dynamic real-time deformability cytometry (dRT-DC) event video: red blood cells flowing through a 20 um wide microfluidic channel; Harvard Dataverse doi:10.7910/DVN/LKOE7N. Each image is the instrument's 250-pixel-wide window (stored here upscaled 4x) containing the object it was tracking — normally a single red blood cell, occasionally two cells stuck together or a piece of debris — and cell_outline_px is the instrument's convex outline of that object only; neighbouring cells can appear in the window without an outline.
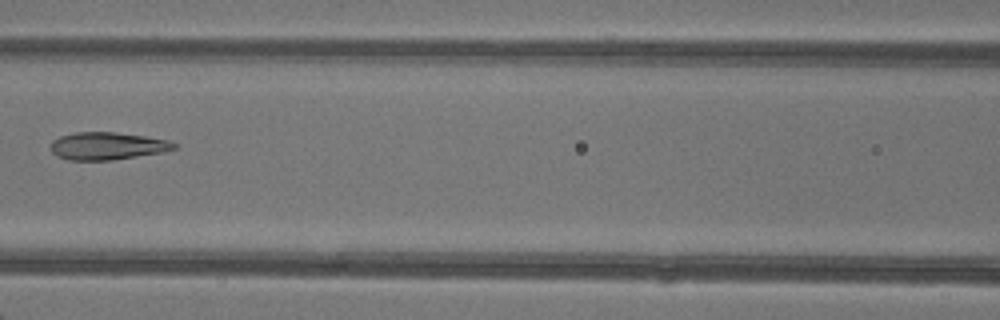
{"species": "common noctule bat (a hibernating species)", "species_latin": "Nyctalus noctula", "temperature_condition": "warm", "stored_images_in_passage": 6, "camera_frame_rate_fps": 3000, "um_per_image_px": 0.085, "animal": {"sex": "female"}, "frame": {"image": 1, "passage_image": 6, "time_ms": 7.0, "image_size_px": [1000, 320], "cell_outline_px": [[176, 148], [164, 152], [112, 160], [68, 160], [56, 156], [52, 152], [52, 140], [60, 136], [76, 132], [112, 132], [144, 136], [168, 140], [176, 144]], "centroid_in_image_um": [9.11, 12.41], "position_along_channel_um": 157.5, "area_um2": 19.71}}